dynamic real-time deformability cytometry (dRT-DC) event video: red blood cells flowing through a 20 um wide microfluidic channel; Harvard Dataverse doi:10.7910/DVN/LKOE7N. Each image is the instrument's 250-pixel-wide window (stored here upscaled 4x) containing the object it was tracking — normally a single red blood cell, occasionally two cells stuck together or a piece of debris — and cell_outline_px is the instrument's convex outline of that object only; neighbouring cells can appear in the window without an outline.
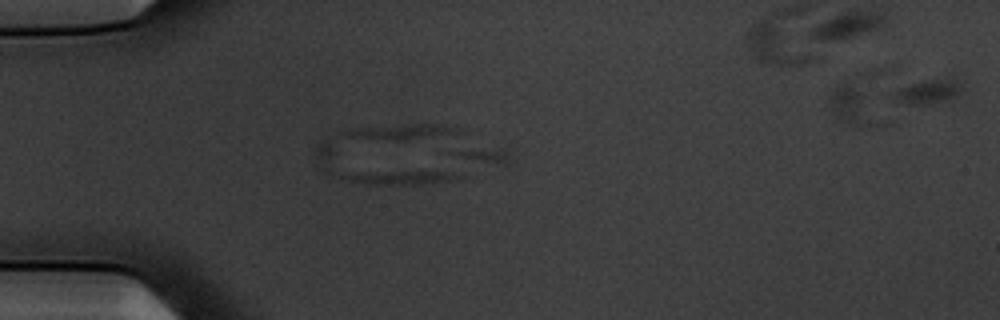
{"species": "common noctule bat (a hibernating species)", "species_latin": "Nyctalus noctula", "temperature_condition": "warm", "stored_images_in_passage": 9, "segment_of_instrument_passage": [1, 2], "camera_frame_rate_fps": 3000, "um_per_image_px": 0.085, "animal": {"sex": "male", "body_mass_g": 20.1, "forearm_length_mm": 53.5}, "frame": {"image": 1, "passage_image": 2, "time_ms": 0.333, "image_size_px": [1000, 320], "cell_outline_px": [[464, 176], [444, 180], [420, 184], [364, 184], [348, 180], [324, 172], [316, 168], [312, 148], [316, 144], [324, 140], [332, 140]], "centroid_in_image_um": [31.67, 14.11], "position_along_channel_um": 53.3, "area_um2": 26.47}}